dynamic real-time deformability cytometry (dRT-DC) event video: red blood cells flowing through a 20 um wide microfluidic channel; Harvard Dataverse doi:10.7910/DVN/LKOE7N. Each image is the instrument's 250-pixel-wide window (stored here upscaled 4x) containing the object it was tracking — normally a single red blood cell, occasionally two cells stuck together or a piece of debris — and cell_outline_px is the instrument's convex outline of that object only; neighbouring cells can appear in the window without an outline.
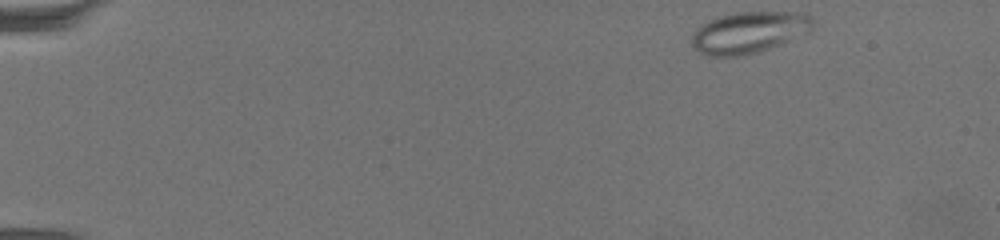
{"species": "common noctule bat (a hibernating species)", "species_latin": "Nyctalus noctula", "temperature_condition": "warm", "stored_images_in_passage": 59, "camera_frame_rate_fps": 3000, "um_per_image_px": 0.085, "animal": {"sex": "female", "body_mass_g": 19.5, "forearm_length_mm": 54.1}, "frame": {"image": 1, "passage_image": 1, "time_ms": 0.0, "image_size_px": [1000, 240], "cell_outline_px": [[812, 28], [808, 32], [780, 44], [756, 52], [740, 56], [708, 56], [692, 48], [692, 36], [704, 24], [720, 16], [736, 12], [804, 12], [812, 16]], "centroid_in_image_um": [63.69, 2.75], "position_along_channel_um": 21.3, "area_um2": 28.84}}
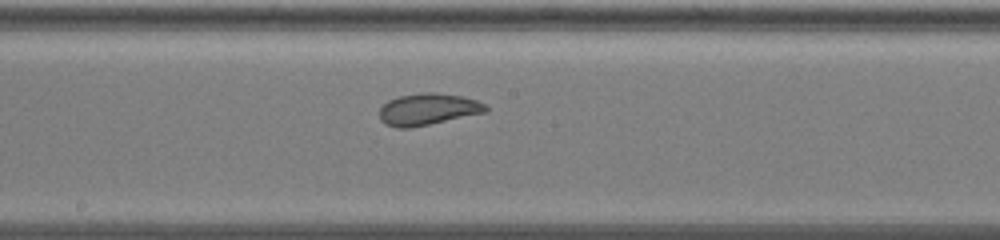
{"frame": {"image": 2, "passage_image": 31, "time_ms": 10.0, "image_size_px": [1000, 240], "cell_outline_px": [[488, 112], [412, 128], [396, 128], [384, 124], [380, 120], [380, 108], [388, 100], [400, 96], [424, 92], [432, 92], [464, 96], [476, 100], [484, 104], [488, 108]], "centroid_in_image_um": [36.38, 9.3], "position_along_channel_um": 211.8, "area_um2": 19.83}}
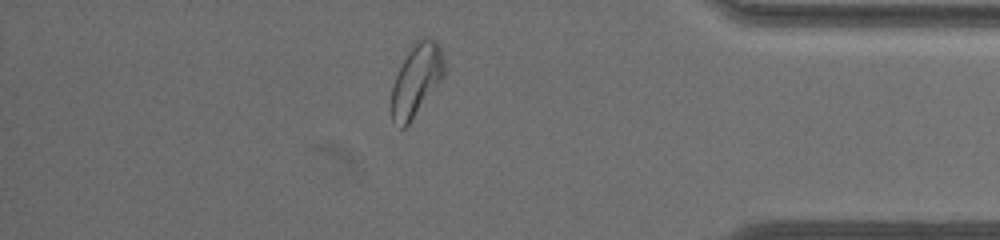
{"frame": {"image": 3, "passage_image": 51, "time_ms": 16.667, "image_size_px": [1000, 240], "cell_outline_px": [[444, 76], [408, 124], [404, 128], [400, 128], [392, 120], [392, 84], [408, 52], [416, 40], [420, 36], [428, 36], [436, 40], [440, 48], [444, 60]], "centroid_in_image_um": [35.4, 6.76], "position_along_channel_um": 399.8, "area_um2": 21.79}, "authors_computed_cell_mechanics": {"area_um2": 22.4264, "velocity_mm_per_s": 3.1894, "shape_relaxation_time_tau1_ms": null, "shape_relaxation_time_tau2_ms": 1.2733, "deformation_change_tau1": null, "deformation_change_tau2": 0.0797}}